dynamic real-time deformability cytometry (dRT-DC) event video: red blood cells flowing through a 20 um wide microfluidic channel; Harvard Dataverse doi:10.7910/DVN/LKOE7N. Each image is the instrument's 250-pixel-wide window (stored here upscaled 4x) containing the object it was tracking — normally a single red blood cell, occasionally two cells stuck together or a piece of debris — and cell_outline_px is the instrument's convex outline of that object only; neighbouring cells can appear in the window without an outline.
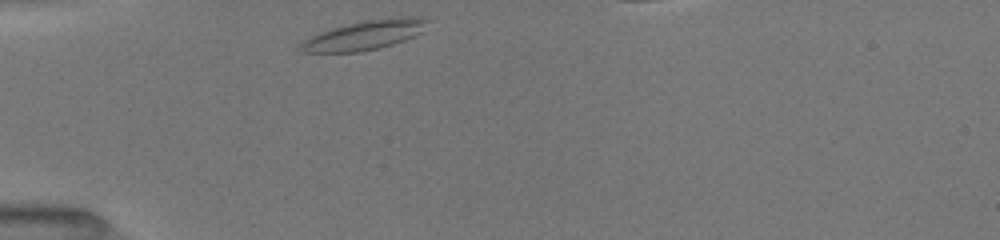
{"species": "common noctule bat (a hibernating species)", "species_latin": "Nyctalus noctula", "temperature_condition": "room temperature", "stored_images_in_passage": 33, "segment_of_instrument_passage": [1, 2], "camera_frame_rate_fps": 3000, "um_per_image_px": 0.085, "animal": {"sex": "female", "body_mass_g": 19.5, "forearm_length_mm": 54.1}, "frame": {"image": 1, "passage_image": 1, "time_ms": 0.0, "image_size_px": [1000, 240], "cell_outline_px": [[428, 20], [420, 32], [404, 40], [392, 44], [360, 52], [300, 52], [296, 48], [304, 40], [320, 32], [332, 28], [368, 20], [408, 16], [412, 16]], "centroid_in_image_um": [30.91, 3.0], "position_along_channel_um": 54.1, "area_um2": 21.1}}
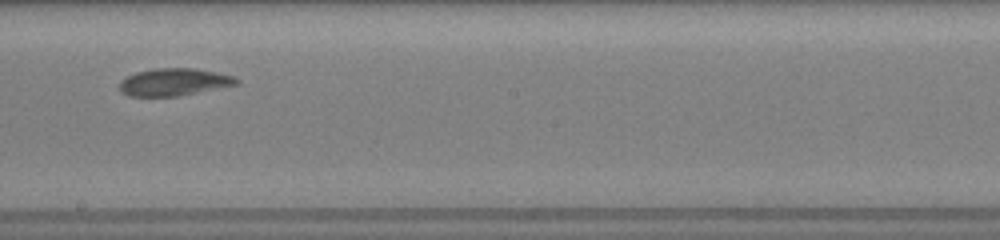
{"frame": {"image": 2, "passage_image": 16, "time_ms": 5.0, "image_size_px": [1000, 240], "cell_outline_px": [[240, 84], [176, 96], [128, 96], [120, 92], [120, 80], [136, 72], [156, 68], [196, 68], [216, 72], [232, 76], [240, 80]], "centroid_in_image_um": [14.79, 6.97], "position_along_channel_um": 233.4, "area_um2": 18.61}}
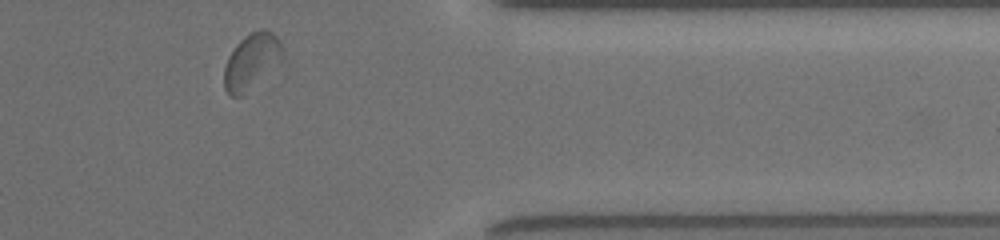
{"frame": {"image": 3, "passage_image": 29, "time_ms": 9.333, "image_size_px": [1000, 240], "cell_outline_px": [[284, 56], [280, 60], [240, 96], [228, 96], [224, 88], [224, 68], [228, 56], [236, 44], [244, 36], [260, 28], [264, 28], [272, 32], [280, 40], [284, 52]], "centroid_in_image_um": [21.35, 5.16], "position_along_channel_um": 390.0, "area_um2": 18.55}}